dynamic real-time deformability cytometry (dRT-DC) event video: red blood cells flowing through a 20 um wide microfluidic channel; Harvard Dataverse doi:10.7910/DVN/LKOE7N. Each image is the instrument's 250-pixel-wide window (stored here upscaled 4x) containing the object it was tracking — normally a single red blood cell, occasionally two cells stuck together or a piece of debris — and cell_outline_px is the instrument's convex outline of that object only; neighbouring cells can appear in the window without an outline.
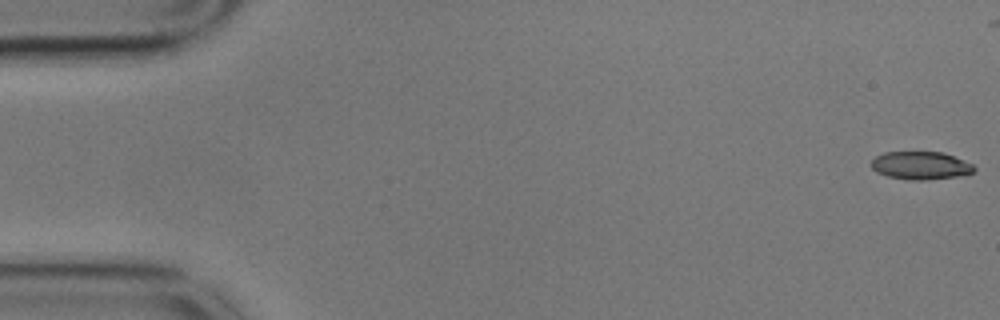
{"species": "common noctule bat (a hibernating species)", "species_latin": "Nyctalus noctula", "temperature_condition": "cold", "stored_images_in_passage": 10, "camera_frame_rate_fps": 3000, "um_per_image_px": 0.085, "animal": {"sex": "male", "body_mass_g": 17.9}, "frame": {"image": 1, "passage_image": 1, "time_ms": 0.0, "image_size_px": [1000, 320], "cell_outline_px": [[976, 168], [968, 176], [928, 180], [908, 180], [888, 176], [876, 172], [872, 168], [872, 160], [876, 156], [884, 152], [944, 152], [972, 164]], "centroid_in_image_um": [78.3, 14.08], "position_along_channel_um": 6.7, "area_um2": 16.99}}